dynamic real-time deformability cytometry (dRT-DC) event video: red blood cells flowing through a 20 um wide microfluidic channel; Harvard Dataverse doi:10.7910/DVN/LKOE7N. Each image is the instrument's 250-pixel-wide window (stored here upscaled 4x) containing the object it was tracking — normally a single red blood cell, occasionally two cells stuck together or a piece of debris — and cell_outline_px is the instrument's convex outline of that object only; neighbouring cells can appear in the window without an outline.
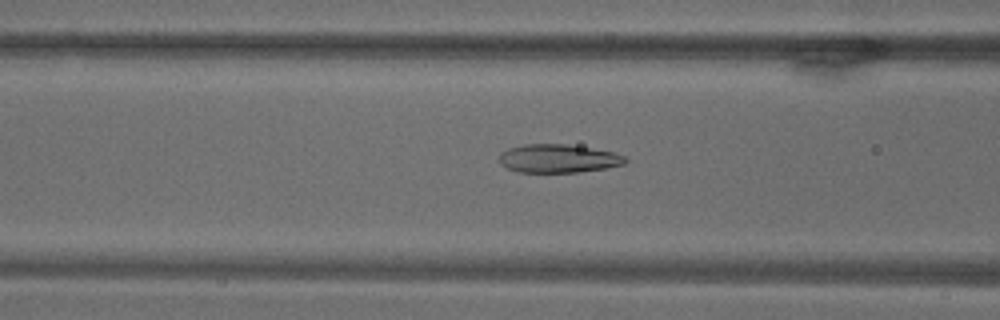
{"species": "common noctule bat (a hibernating species)", "species_latin": "Nyctalus noctula", "temperature_condition": "warm", "stored_images_in_passage": 70, "camera_frame_rate_fps": 3000, "um_per_image_px": 0.085, "animal": {"sex": "male", "body_mass_g": 18.8}, "frame": {"image": 1, "passage_image": 28, "time_ms": 9.0, "image_size_px": [1000, 320], "cell_outline_px": [[628, 160], [624, 164], [604, 168], [580, 172], [520, 172], [508, 168], [500, 164], [496, 160], [500, 152], [508, 148], [524, 144], [568, 144], [592, 148], [612, 152], [624, 156]], "centroid_in_image_um": [47.39, 13.47], "position_along_channel_um": 119.2, "area_um2": 20.98}}
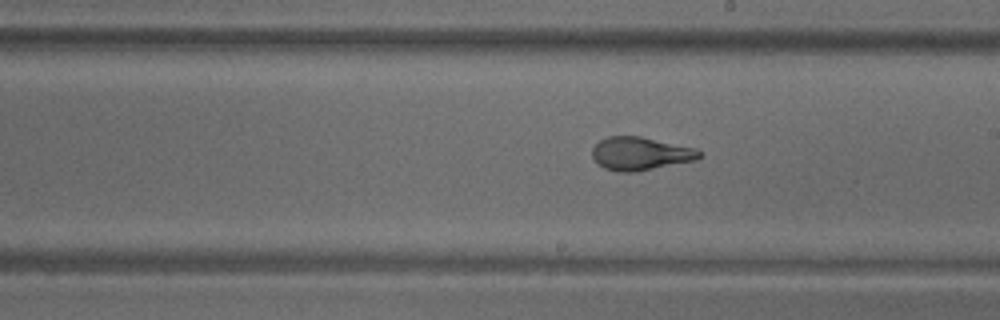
{"frame": {"image": 2, "passage_image": 40, "time_ms": 13.0, "image_size_px": [1000, 320], "cell_outline_px": [[700, 156], [696, 160], [636, 172], [616, 172], [604, 168], [592, 156], [592, 148], [600, 140], [608, 136], [640, 136], [696, 148], [700, 152]], "centroid_in_image_um": [54.42, 13.06], "position_along_channel_um": 234.6, "area_um2": 20.63}}
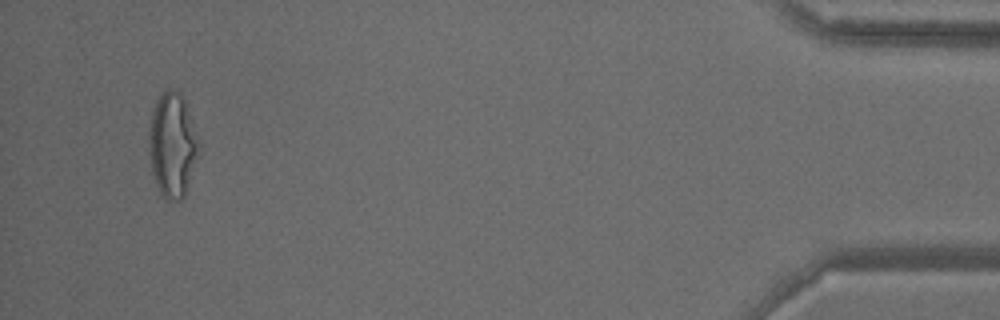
{"frame": {"image": 3, "passage_image": 67, "time_ms": 22.0, "image_size_px": [1000, 320], "cell_outline_px": [[200, 144], [184, 196], [180, 200], [168, 200], [160, 192], [156, 184], [152, 172], [148, 144], [148, 132], [152, 112], [156, 100], [168, 88], [176, 88], [184, 100], [200, 136]], "centroid_in_image_um": [14.65, 12.27], "position_along_channel_um": 420.5, "area_um2": 30.29}}